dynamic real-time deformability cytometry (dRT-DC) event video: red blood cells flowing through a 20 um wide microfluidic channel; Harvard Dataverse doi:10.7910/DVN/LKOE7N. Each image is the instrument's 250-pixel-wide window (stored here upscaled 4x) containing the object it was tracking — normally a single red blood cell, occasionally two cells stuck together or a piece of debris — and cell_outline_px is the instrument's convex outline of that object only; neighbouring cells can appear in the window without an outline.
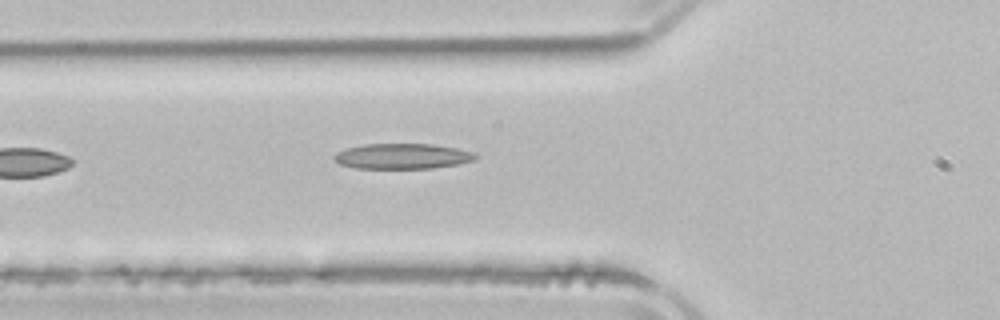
{"species": "common noctule bat (a hibernating species)", "species_latin": "Nyctalus noctula", "temperature_condition": "room temperature", "stored_images_in_passage": 4, "camera_frame_rate_fps": 3000, "um_per_image_px": 0.085, "animal": {"sex": "male", "body_mass_g": 21.5, "forearm_length_mm": 52.0}, "frame": {"image": 1, "passage_image": 4, "time_ms": 5.0, "image_size_px": [1000, 320], "cell_outline_px": [[480, 156], [476, 160], [460, 164], [432, 168], [356, 168], [340, 164], [332, 156], [336, 152], [348, 148], [364, 144], [432, 144], [456, 148], [476, 152]], "centroid_in_image_um": [34.28, 13.28], "position_along_channel_um": 91.5, "area_um2": 21.04}}